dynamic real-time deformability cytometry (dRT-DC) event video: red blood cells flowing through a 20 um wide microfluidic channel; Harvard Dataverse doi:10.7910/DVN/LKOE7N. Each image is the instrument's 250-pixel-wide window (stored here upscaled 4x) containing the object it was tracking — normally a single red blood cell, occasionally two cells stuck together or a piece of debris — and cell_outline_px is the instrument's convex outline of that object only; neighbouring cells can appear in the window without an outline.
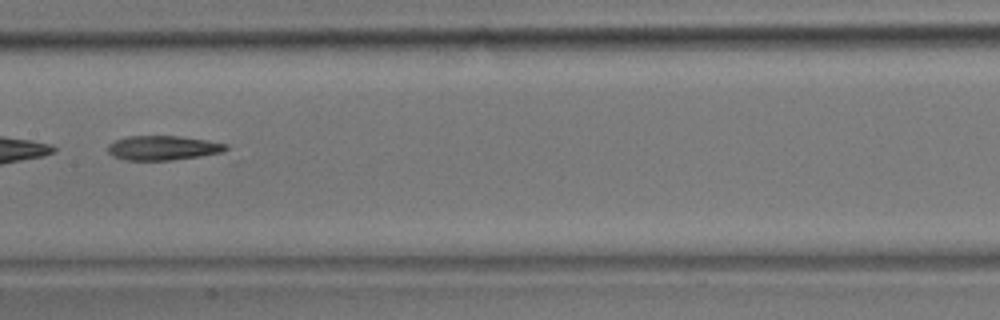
{"species": "common noctule bat (a hibernating species)", "species_latin": "Nyctalus noctula", "temperature_condition": "room temperature", "stored_images_in_passage": 35, "camera_frame_rate_fps": 3000, "um_per_image_px": 0.085, "animal": {"sex": "male", "body_mass_g": 17.9}, "frame": {"image": 1, "passage_image": 16, "time_ms": 5.0, "image_size_px": [1000, 320], "cell_outline_px": [[228, 148], [220, 152], [200, 156], [172, 160], [124, 160], [112, 156], [108, 152], [108, 144], [116, 140], [128, 136], [180, 136], [208, 140], [228, 144]], "centroid_in_image_um": [13.83, 12.57], "position_along_channel_um": 193.6, "area_um2": 16.82}}